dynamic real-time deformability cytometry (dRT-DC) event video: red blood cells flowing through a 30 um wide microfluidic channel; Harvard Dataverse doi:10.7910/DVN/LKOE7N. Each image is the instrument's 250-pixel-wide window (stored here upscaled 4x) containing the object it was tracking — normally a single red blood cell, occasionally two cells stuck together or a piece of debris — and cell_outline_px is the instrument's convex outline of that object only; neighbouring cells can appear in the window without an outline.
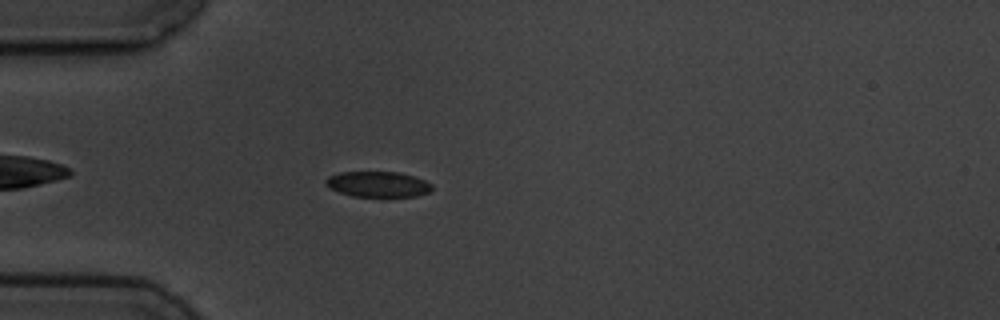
{"species": "common noctule bat (a hibernating species)", "species_latin": "Nyctalus noctula", "temperature_condition": "cold", "stored_images_in_passage": 5, "camera_frame_rate_fps": 3000, "um_per_image_px": 0.085, "animal": {"sex": "male", "body_mass_g": 19.5, "forearm_length_mm": 54.6}, "frame": {"image": 1, "passage_image": 5, "time_ms": 4.667, "image_size_px": [1000, 320], "cell_outline_px": [[432, 188], [428, 192], [416, 196], [352, 196], [340, 192], [324, 184], [324, 180], [328, 176], [340, 172], [400, 172], [424, 180], [432, 184]], "centroid_in_image_um": [32.1, 15.65], "position_along_channel_um": 52.9, "area_um2": 15.66}}